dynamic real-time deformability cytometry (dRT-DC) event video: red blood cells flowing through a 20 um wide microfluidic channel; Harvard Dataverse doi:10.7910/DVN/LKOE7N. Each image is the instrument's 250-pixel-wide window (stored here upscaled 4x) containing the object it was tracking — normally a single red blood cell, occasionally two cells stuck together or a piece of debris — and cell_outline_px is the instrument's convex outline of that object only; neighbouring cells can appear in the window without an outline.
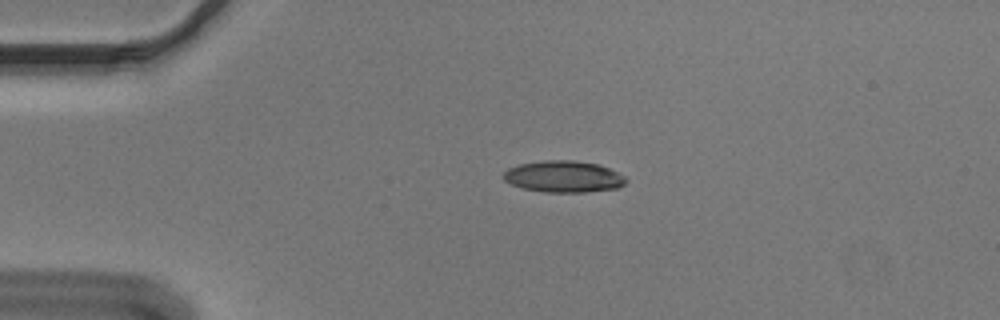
{"species": "Egyptian fruit bat (a non-hibernating species)", "species_latin": "Rousettus aegyptiacus", "temperature_condition": "cold", "stored_images_in_passage": 49, "camera_frame_rate_fps": 3000, "um_per_image_px": 0.085, "animal": {"sex": "male"}, "frame": {"image": 1, "passage_image": 7, "time_ms": 2.0, "image_size_px": [1000, 320], "cell_outline_px": [[628, 180], [624, 184], [616, 188], [584, 192], [544, 192], [520, 188], [504, 180], [504, 172], [508, 168], [520, 164], [544, 160], [572, 160], [596, 164], [608, 168], [624, 176]], "centroid_in_image_um": [47.88, 15.01], "position_along_channel_um": 37.1, "area_um2": 22.37}}
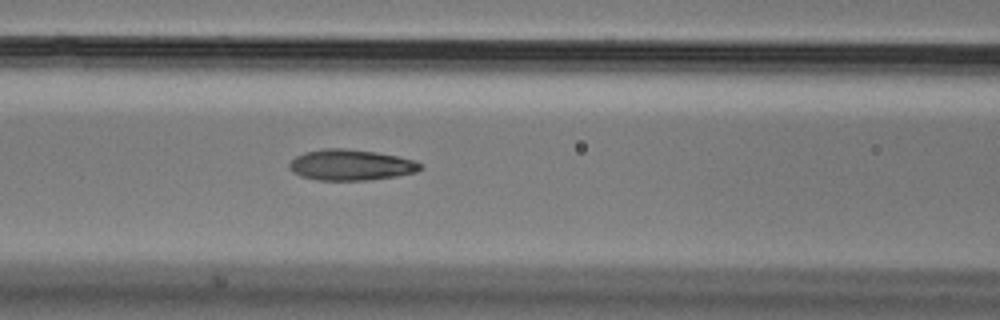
{"frame": {"image": 2, "passage_image": 18, "time_ms": 5.667, "image_size_px": [1000, 320], "cell_outline_px": [[420, 168], [416, 172], [396, 176], [368, 180], [316, 180], [300, 176], [292, 172], [288, 168], [288, 164], [296, 156], [304, 152], [324, 148], [344, 148], [376, 152], [396, 156], [412, 160], [420, 164]], "centroid_in_image_um": [29.74, 14.02], "position_along_channel_um": 136.9, "area_um2": 23.47}}
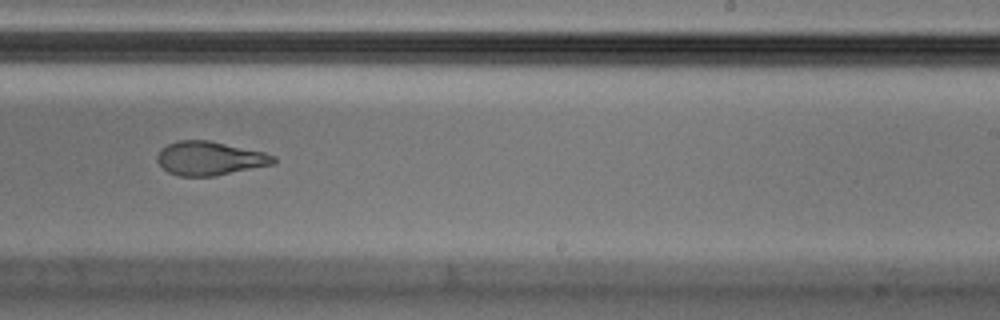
{"frame": {"image": 3, "passage_image": 29, "time_ms": 9.333, "image_size_px": [1000, 320], "cell_outline_px": [[276, 160], [272, 164], [216, 176], [180, 176], [168, 172], [156, 160], [156, 156], [160, 148], [176, 140], [208, 140], [264, 152], [276, 156]], "centroid_in_image_um": [17.8, 13.45], "position_along_channel_um": 271.2, "area_um2": 22.89}, "authors_computed_cell_mechanics": {"area_um2": 23.2934, "velocity_mm_per_s": 3.6699, "shape_relaxation_time_tau1_ms": 8.7732, "shape_relaxation_time_tau2_ms": 2.2974, "deformation_change_tau1": 0.2477, "deformation_change_tau2": 0.092}}